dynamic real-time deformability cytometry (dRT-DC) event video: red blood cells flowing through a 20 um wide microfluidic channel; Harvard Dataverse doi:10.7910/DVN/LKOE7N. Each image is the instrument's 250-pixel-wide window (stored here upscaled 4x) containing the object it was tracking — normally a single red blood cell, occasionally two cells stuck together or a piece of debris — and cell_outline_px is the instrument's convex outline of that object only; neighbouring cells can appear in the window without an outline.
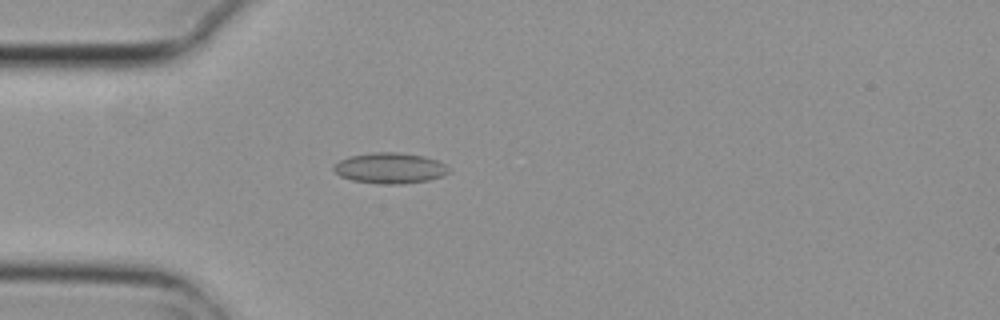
{"species": "common noctule bat (a hibernating species)", "species_latin": "Nyctalus noctula", "temperature_condition": "cold", "stored_images_in_passage": 3, "camera_frame_rate_fps": 3000, "um_per_image_px": 0.085, "animal": {"sex": "female", "body_mass_g": 29.2, "forearm_length_mm": 56.3}, "frame": {"image": 1, "passage_image": 3, "time_ms": 0.667, "image_size_px": [1000, 320], "cell_outline_px": [[448, 172], [440, 176], [428, 180], [400, 184], [376, 184], [352, 180], [340, 176], [332, 168], [340, 160], [348, 156], [372, 152], [396, 152], [424, 156], [436, 160], [444, 164], [448, 168]], "centroid_in_image_um": [33.1, 14.29], "position_along_channel_um": 51.9, "area_um2": 20.46}}